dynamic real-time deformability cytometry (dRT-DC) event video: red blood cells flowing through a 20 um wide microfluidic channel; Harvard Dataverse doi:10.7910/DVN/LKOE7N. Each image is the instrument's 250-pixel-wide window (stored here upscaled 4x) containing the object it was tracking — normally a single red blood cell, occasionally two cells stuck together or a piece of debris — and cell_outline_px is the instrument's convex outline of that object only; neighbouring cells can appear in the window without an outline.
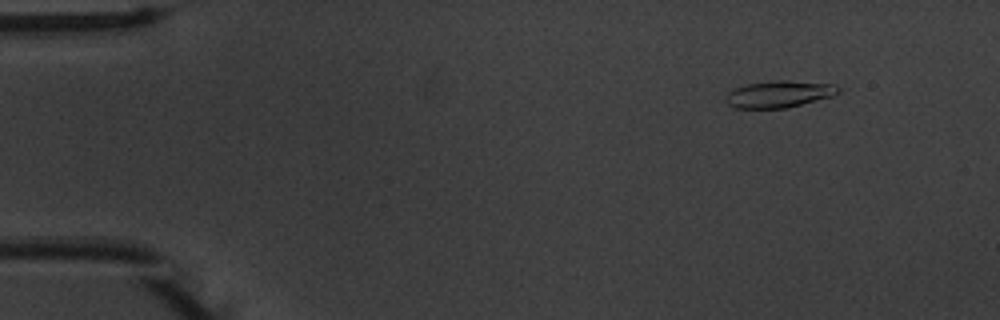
{"species": "common noctule bat (a hibernating species)", "species_latin": "Nyctalus noctula", "temperature_condition": "warm", "stored_images_in_passage": 49, "camera_frame_rate_fps": 3000, "um_per_image_px": 0.085, "animal": {"sex": "male", "body_mass_g": 20.1, "forearm_length_mm": 53.5}, "frame": {"image": 1, "passage_image": 1, "time_ms": 0.0, "image_size_px": [1000, 320], "cell_outline_px": [[840, 92], [832, 96], [784, 108], [736, 108], [728, 104], [724, 100], [724, 96], [728, 92], [736, 88], [748, 84], [772, 80], [788, 80], [836, 84], [840, 88]], "centroid_in_image_um": [66.21, 7.98], "position_along_channel_um": 18.8, "area_um2": 17.57}}
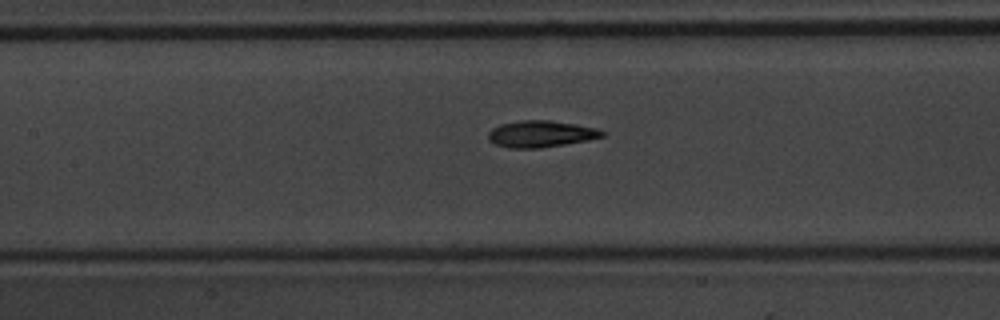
{"frame": {"image": 2, "passage_image": 20, "time_ms": 6.333, "image_size_px": [1000, 320], "cell_outline_px": [[604, 136], [588, 140], [540, 148], [508, 148], [496, 144], [488, 140], [488, 132], [492, 128], [500, 124], [520, 120], [548, 120], [576, 124], [596, 128], [604, 132]], "centroid_in_image_um": [45.94, 11.38], "position_along_channel_um": 161.5, "area_um2": 17.63}}
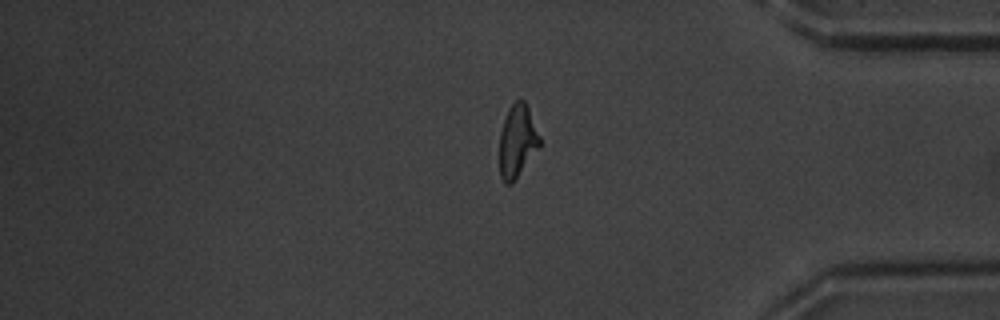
{"frame": {"image": 3, "passage_image": 40, "time_ms": 13.0, "image_size_px": [1000, 320], "cell_outline_px": [[540, 148], [512, 184], [504, 184], [500, 176], [500, 132], [508, 108], [520, 96], [524, 100], [528, 108], [540, 136]], "centroid_in_image_um": [43.98, 12.0], "position_along_channel_um": 391.2, "area_um2": 17.22}, "authors_computed_cell_mechanics": {"area_um2": 17.2822, "velocity_mm_per_s": 3.7677, "shape_relaxation_time_tau1_ms": 4.2716, "shape_relaxation_time_tau2_ms": 2.2375, "deformation_change_tau1": 0.1849, "deformation_change_tau2": 0.1023}}